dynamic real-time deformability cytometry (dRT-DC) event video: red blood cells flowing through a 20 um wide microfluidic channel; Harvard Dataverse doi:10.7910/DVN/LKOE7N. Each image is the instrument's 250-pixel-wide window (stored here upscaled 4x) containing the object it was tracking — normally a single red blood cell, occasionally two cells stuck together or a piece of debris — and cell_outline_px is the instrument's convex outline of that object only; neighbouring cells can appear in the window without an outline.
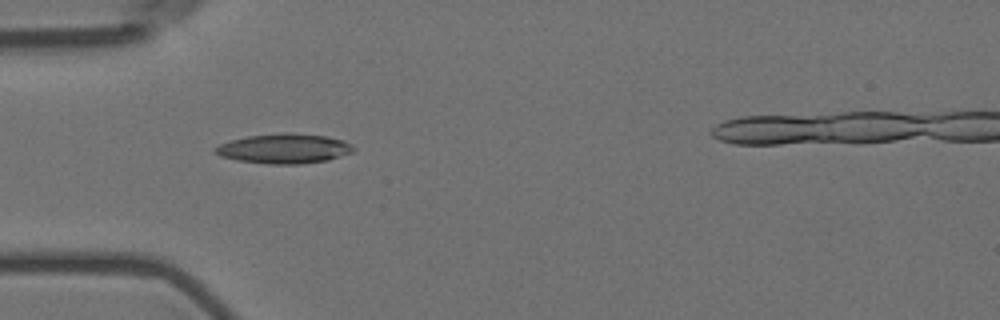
{"species": "Egyptian fruit bat (a non-hibernating species)", "species_latin": "Rousettus aegyptiacus", "temperature_condition": "room temperature", "stored_images_in_passage": 10, "segment_of_instrument_passage": [1, 2], "camera_frame_rate_fps": 3000, "um_per_image_px": 0.085, "animal": {"sex": "female"}, "frame": {"image": 1, "passage_image": 1, "time_ms": 0.0, "image_size_px": [1000, 320], "cell_outline_px": [[356, 148], [352, 152], [328, 160], [300, 164], [268, 164], [236, 160], [220, 156], [212, 152], [212, 148], [220, 144], [232, 140], [248, 136], [284, 132], [292, 132], [328, 136], [344, 140], [352, 144]], "centroid_in_image_um": [24.15, 12.62], "position_along_channel_um": 60.8, "area_um2": 24.28}}
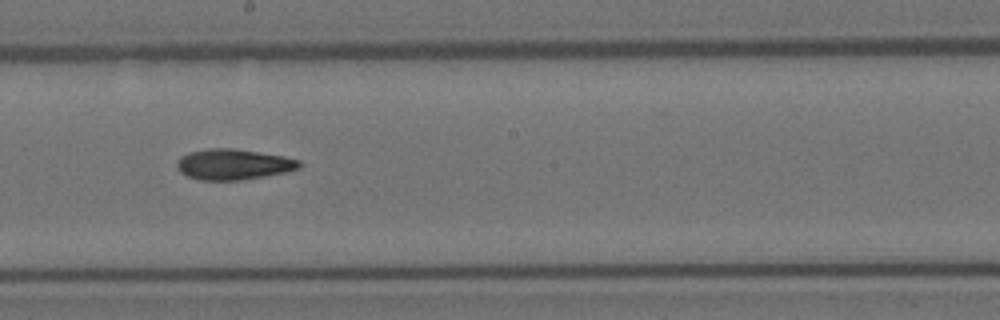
{"frame": {"image": 2, "passage_image": 5, "time_ms": 1.333, "image_size_px": [1000, 320], "cell_outline_px": [[304, 164], [300, 168], [284, 172], [264, 176], [240, 180], [200, 180], [188, 176], [180, 172], [176, 168], [176, 164], [180, 156], [188, 152], [208, 148], [232, 148], [284, 156], [300, 160]], "centroid_in_image_um": [19.83, 13.96], "position_along_channel_um": 228.4, "area_um2": 21.96}}
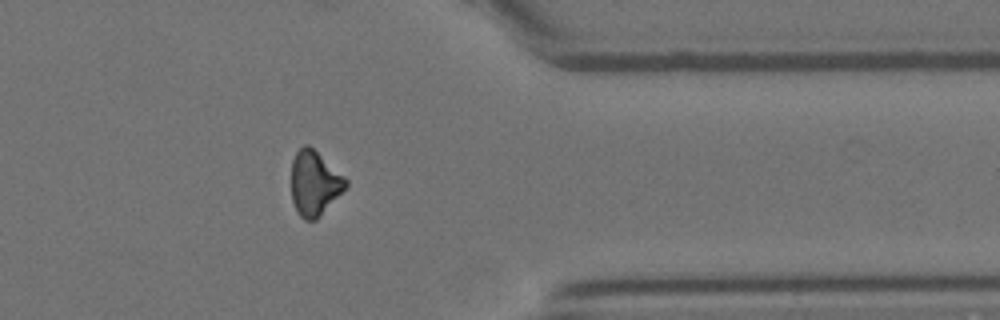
{"frame": {"image": 3, "passage_image": 9, "time_ms": 2.667, "image_size_px": [1000, 320], "cell_outline_px": [[348, 184], [320, 216], [316, 220], [304, 220], [296, 212], [292, 200], [292, 160], [296, 152], [304, 144], [308, 144], [344, 176], [348, 180]], "centroid_in_image_um": [26.71, 15.58], "position_along_channel_um": 384.7, "area_um2": 20.29}}